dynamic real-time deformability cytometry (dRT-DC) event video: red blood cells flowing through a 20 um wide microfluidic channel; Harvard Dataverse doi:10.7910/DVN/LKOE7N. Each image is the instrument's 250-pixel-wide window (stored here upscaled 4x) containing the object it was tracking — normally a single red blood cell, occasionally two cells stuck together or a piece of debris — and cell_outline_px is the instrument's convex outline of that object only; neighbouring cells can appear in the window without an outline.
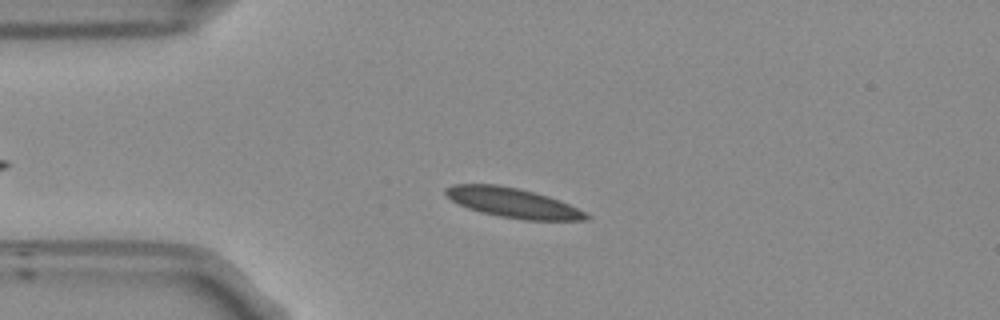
{"species": "Egyptian fruit bat (a non-hibernating species)", "species_latin": "Rousettus aegyptiacus", "temperature_condition": "room temperature", "stored_images_in_passage": 42, "camera_frame_rate_fps": 3000, "um_per_image_px": 0.085, "frame": {"image": 1, "passage_image": 5, "time_ms": 1.333, "image_size_px": [1000, 320], "cell_outline_px": [[592, 216], [588, 220], [524, 220], [500, 216], [480, 212], [468, 208], [452, 200], [444, 192], [444, 188], [452, 184], [496, 184], [516, 188], [548, 196], [568, 204]], "centroid_in_image_um": [43.57, 17.24], "position_along_channel_um": 41.4, "area_um2": 24.04}}
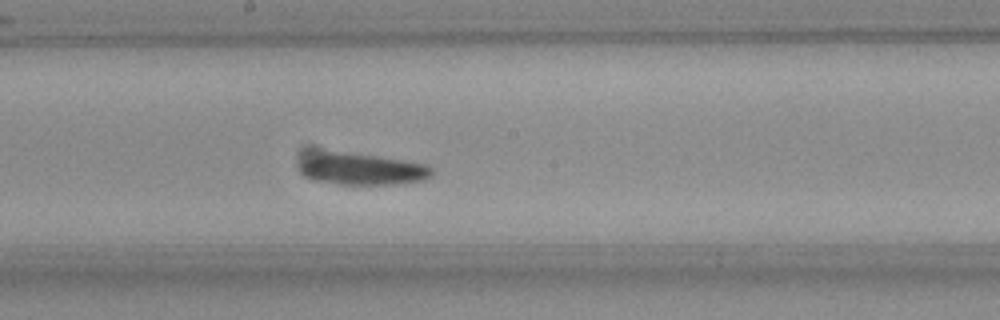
{"frame": {"image": 2, "passage_image": 21, "time_ms": 6.667, "image_size_px": [1000, 320], "cell_outline_px": [[432, 176], [424, 180], [396, 184], [340, 184], [316, 180], [308, 176], [300, 168], [300, 160], [308, 152], [340, 152], [376, 156], [404, 160], [428, 164], [432, 168]], "centroid_in_image_um": [30.78, 14.36], "position_along_channel_um": 217.4, "area_um2": 24.28}}
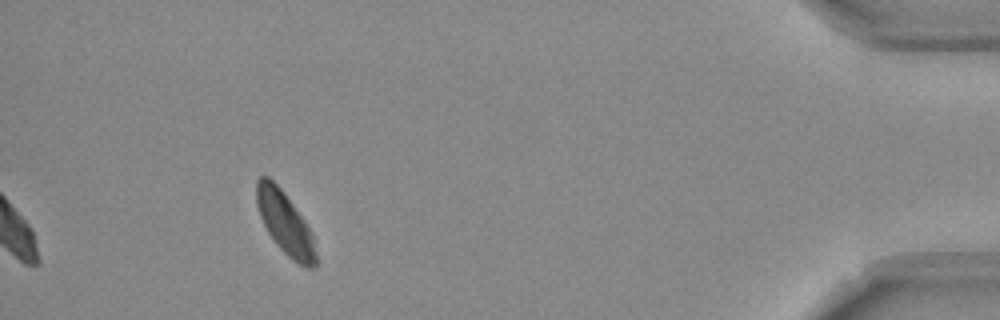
{"frame": {"image": 3, "passage_image": 42, "time_ms": 13.667, "image_size_px": [1000, 320], "cell_outline_px": [[316, 268], [304, 268], [292, 260], [276, 244], [268, 232], [260, 216], [256, 204], [256, 180], [260, 176], [268, 176], [280, 188], [292, 204], [308, 228], [312, 236], [316, 256]], "centroid_in_image_um": [24.2, 18.98], "position_along_channel_um": 411.0, "area_um2": 21.15}, "authors_computed_cell_mechanics": {"area_um2": 23.5535, "velocity_mm_per_s": 3.6823, "shape_relaxation_time_tau1_ms": 4.4263, "shape_relaxation_time_tau2_ms": 4.6327, "deformation_change_tau1": 0.0992, "deformation_change_tau2": 0.0623}}